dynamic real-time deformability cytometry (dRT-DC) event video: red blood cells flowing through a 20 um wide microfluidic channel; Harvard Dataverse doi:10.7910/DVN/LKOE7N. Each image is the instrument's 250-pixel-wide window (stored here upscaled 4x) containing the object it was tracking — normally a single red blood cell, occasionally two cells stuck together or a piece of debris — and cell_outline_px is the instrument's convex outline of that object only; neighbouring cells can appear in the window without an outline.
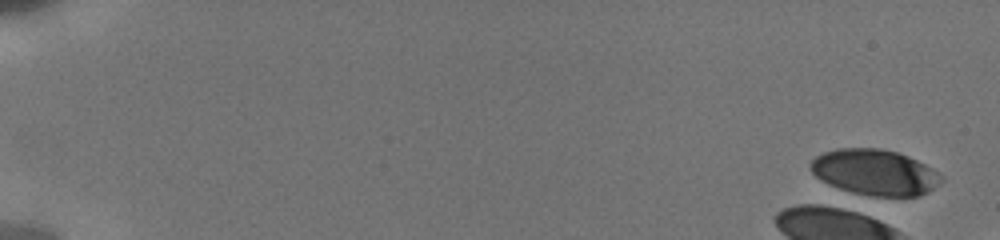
{"species": "human", "species_latin": "Homo sapiens", "temperature_condition": "cold", "stored_images_in_passage": 1, "camera_frame_rate_fps": 3000, "um_per_image_px": 0.085, "donor": {"sex": "male"}, "frame": {"image": 1, "passage_image": 1, "time_ms": 0.0, "image_size_px": [1000, 240], "cell_outline_px": [[944, 180], [928, 192], [920, 196], [872, 196], [852, 192], [828, 184], [820, 180], [812, 172], [808, 164], [816, 156], [824, 152], [836, 148], [880, 148], [896, 152], [908, 156], [932, 168], [944, 176]], "centroid_in_image_um": [74.36, 14.64], "position_along_channel_um": 10.6, "area_um2": 34.97}}